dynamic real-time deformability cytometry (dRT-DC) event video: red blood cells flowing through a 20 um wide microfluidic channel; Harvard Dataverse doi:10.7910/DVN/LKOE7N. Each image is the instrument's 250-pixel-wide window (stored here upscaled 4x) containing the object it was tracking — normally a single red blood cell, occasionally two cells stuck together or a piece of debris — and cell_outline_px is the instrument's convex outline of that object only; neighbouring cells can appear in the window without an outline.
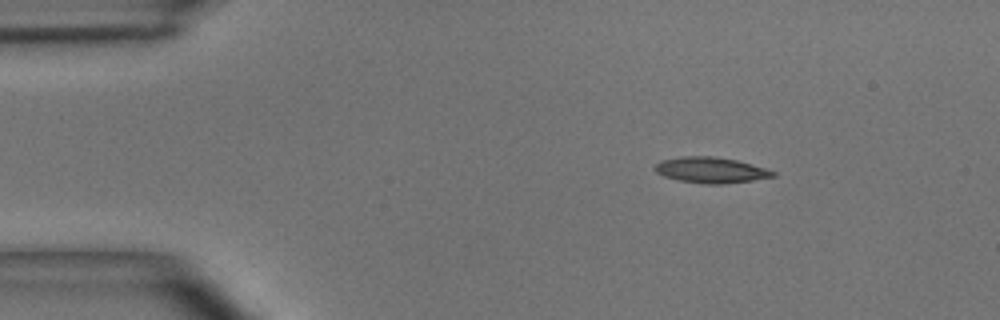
{"species": "common noctule bat (a hibernating species)", "species_latin": "Nyctalus noctula", "temperature_condition": "room temperature", "stored_images_in_passage": 3, "camera_frame_rate_fps": 3000, "um_per_image_px": 0.085, "animal": {"sex": "male", "body_mass_g": 15.6}, "frame": {"image": 1, "passage_image": 1, "time_ms": 0.0, "image_size_px": [1000, 320], "cell_outline_px": [[776, 176], [752, 180], [724, 184], [704, 184], [680, 180], [664, 176], [656, 172], [656, 164], [660, 160], [680, 156], [716, 156], [736, 160], [764, 168], [776, 172]], "centroid_in_image_um": [60.41, 14.45], "position_along_channel_um": 24.6, "area_um2": 17.63}}
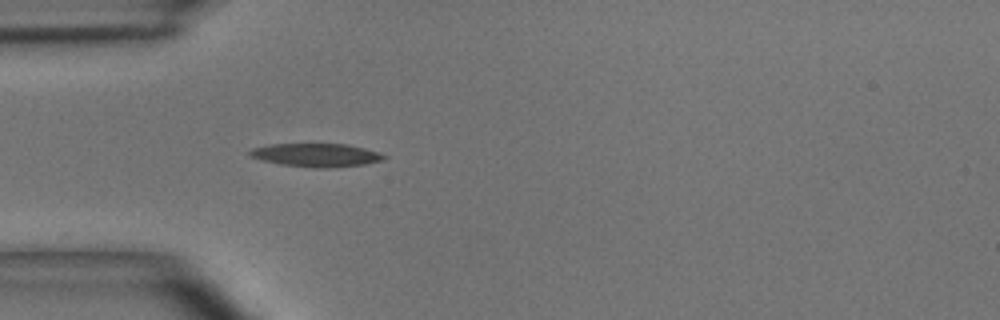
{"frame": {"image": 2, "passage_image": 3, "time_ms": 0.667, "image_size_px": [1000, 320], "cell_outline_px": [[388, 156], [384, 160], [364, 164], [328, 168], [312, 168], [280, 164], [248, 156], [248, 152], [252, 148], [272, 144], [348, 144], [364, 148]], "centroid_in_image_um": [26.88, 13.18], "position_along_channel_um": 58.1, "area_um2": 18.21}}